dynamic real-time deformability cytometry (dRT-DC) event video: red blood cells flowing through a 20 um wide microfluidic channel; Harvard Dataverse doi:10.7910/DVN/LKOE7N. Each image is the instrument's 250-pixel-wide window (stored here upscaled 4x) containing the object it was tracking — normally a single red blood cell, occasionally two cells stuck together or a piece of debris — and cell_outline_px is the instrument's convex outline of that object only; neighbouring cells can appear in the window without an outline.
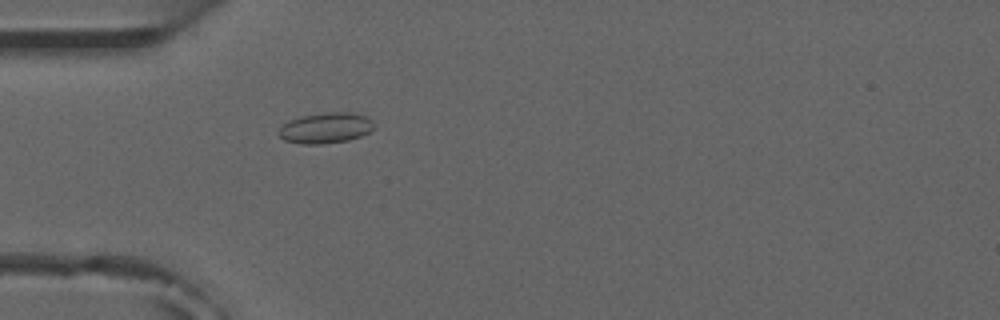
{"species": "common noctule bat (a hibernating species)", "species_latin": "Nyctalus noctula", "temperature_condition": "room temperature", "stored_images_in_passage": 5, "camera_frame_rate_fps": 3000, "um_per_image_px": 0.085, "animal": {"sex": "male", "forearm_length_mm": 52.5}, "frame": {"image": 1, "passage_image": 2, "time_ms": 0.333, "image_size_px": [1000, 320], "cell_outline_px": [[376, 128], [360, 136], [348, 140], [324, 144], [300, 144], [284, 140], [276, 132], [288, 120], [304, 116], [328, 112], [352, 112], [364, 116], [372, 120]], "centroid_in_image_um": [27.68, 10.88], "position_along_channel_um": 57.3, "area_um2": 17.05}}